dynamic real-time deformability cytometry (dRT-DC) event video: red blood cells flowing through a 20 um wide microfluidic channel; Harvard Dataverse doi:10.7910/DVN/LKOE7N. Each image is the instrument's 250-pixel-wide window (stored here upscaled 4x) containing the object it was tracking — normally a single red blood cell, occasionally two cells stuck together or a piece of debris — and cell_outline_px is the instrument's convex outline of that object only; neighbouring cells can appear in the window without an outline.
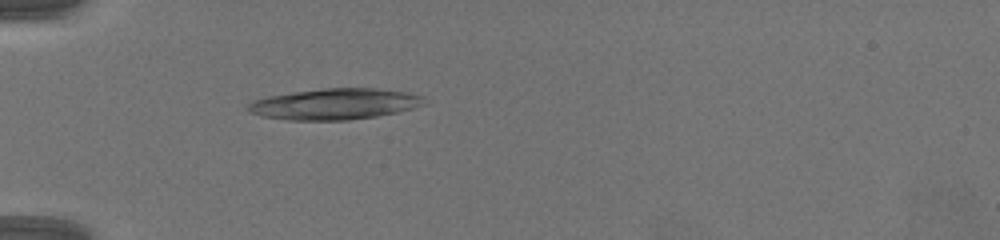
{"species": "common noctule bat (a hibernating species)", "species_latin": "Nyctalus noctula", "temperature_condition": "warm", "stored_images_in_passage": 27, "camera_frame_rate_fps": 3000, "um_per_image_px": 0.085, "animal": {"sex": "female", "body_mass_g": 19.5, "forearm_length_mm": 54.1}, "frame": {"image": 1, "passage_image": 23, "time_ms": 7.333, "image_size_px": [1000, 240], "cell_outline_px": [[428, 104], [396, 112], [376, 116], [348, 120], [288, 120], [260, 116], [248, 112], [248, 104], [256, 100], [268, 96], [292, 92], [324, 88], [372, 88], [400, 92], [424, 96]], "centroid_in_image_um": [28.44, 8.85], "position_along_channel_um": 56.6, "area_um2": 31.67}}